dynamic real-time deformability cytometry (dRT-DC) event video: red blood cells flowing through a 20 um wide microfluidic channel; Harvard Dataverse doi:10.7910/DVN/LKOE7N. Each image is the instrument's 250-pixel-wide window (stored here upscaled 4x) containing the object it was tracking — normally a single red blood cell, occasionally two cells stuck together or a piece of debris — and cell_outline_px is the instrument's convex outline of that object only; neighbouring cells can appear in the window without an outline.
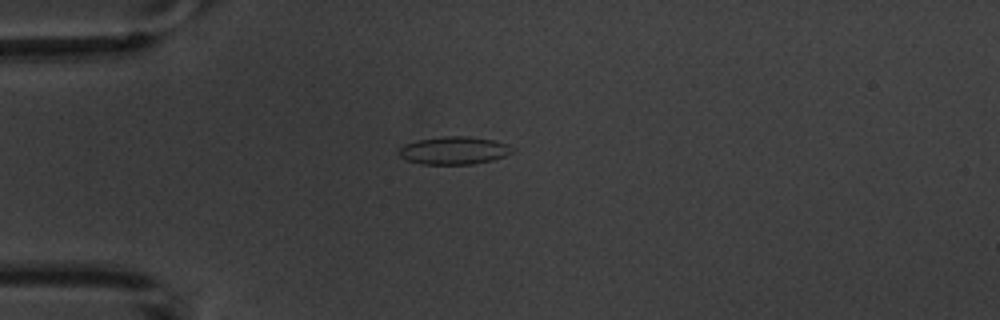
{"species": "common noctule bat (a hibernating species)", "species_latin": "Nyctalus noctula", "temperature_condition": "warm", "stored_images_in_passage": 3, "camera_frame_rate_fps": 3000, "um_per_image_px": 0.085, "animal": {"sex": "male", "body_mass_g": 20.1, "forearm_length_mm": 53.5}, "frame": {"image": 1, "passage_image": 1, "time_ms": 0.0, "image_size_px": [1000, 320], "cell_outline_px": [[516, 148], [512, 152], [504, 156], [492, 160], [472, 164], [420, 164], [408, 160], [400, 156], [400, 148], [404, 144], [416, 140], [440, 136], [468, 136], [492, 140], [508, 144]], "centroid_in_image_um": [38.6, 12.78], "position_along_channel_um": 46.4, "area_um2": 18.38}}